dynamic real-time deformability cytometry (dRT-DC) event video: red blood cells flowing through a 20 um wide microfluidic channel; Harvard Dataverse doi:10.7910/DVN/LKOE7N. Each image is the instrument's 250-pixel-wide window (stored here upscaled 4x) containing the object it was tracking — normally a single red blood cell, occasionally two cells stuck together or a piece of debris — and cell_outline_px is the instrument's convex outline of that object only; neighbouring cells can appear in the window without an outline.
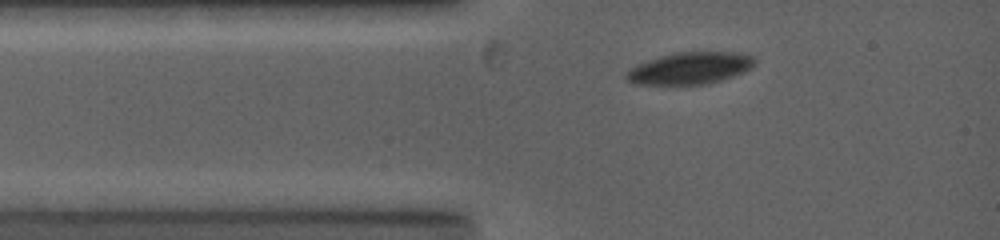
{"species": "common noctule bat (a hibernating species)", "species_latin": "Nyctalus noctula", "temperature_condition": "warm", "stored_images_in_passage": 4, "camera_frame_rate_fps": 5000, "um_per_image_px": 0.085, "animal": {"sex": "female", "body_mass_g": 19.0, "forearm_length_mm": 53.3}, "frame": {"image": 1, "passage_image": 1, "time_ms": 0.0, "image_size_px": [1000, 240], "cell_outline_px": [[756, 64], [752, 68], [744, 72], [708, 84], [632, 84], [624, 76], [628, 68], [636, 64], [660, 56], [676, 52], [740, 52], [752, 56], [756, 60]], "centroid_in_image_um": [58.64, 5.79], "position_along_channel_um": 26.4, "area_um2": 24.04}}